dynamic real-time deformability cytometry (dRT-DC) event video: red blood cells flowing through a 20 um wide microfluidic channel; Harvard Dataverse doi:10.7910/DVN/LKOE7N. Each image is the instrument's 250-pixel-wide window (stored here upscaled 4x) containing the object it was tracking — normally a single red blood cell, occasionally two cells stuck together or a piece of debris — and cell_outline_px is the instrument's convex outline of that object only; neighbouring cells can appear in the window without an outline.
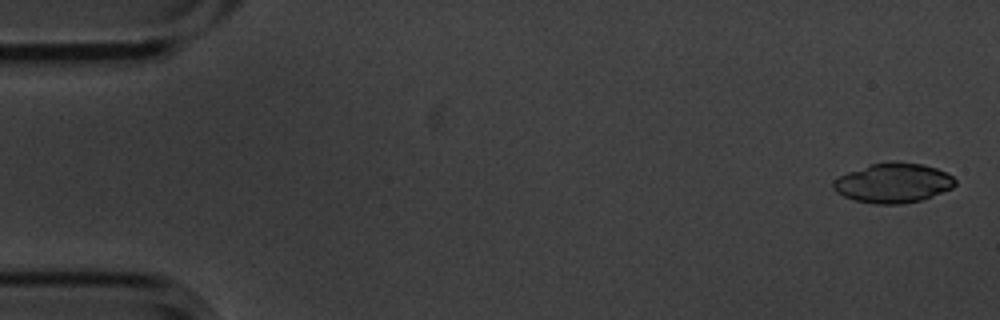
{"species": "common noctule bat (a hibernating species)", "species_latin": "Nyctalus noctula", "temperature_condition": "cold", "stored_images_in_passage": 5, "camera_frame_rate_fps": 3000, "um_per_image_px": 0.085, "animal": {"sex": "male", "body_mass_g": 20.1, "forearm_length_mm": 53.5}, "frame": {"image": 1, "passage_image": 1, "time_ms": 0.0, "image_size_px": [1000, 320], "cell_outline_px": [[956, 184], [952, 188], [932, 196], [920, 200], [900, 204], [876, 204], [852, 200], [836, 192], [832, 188], [832, 180], [848, 172], [868, 164], [896, 160], [924, 164], [936, 168], [952, 176], [956, 180]], "centroid_in_image_um": [75.89, 15.53], "position_along_channel_um": 9.1, "area_um2": 28.44}}